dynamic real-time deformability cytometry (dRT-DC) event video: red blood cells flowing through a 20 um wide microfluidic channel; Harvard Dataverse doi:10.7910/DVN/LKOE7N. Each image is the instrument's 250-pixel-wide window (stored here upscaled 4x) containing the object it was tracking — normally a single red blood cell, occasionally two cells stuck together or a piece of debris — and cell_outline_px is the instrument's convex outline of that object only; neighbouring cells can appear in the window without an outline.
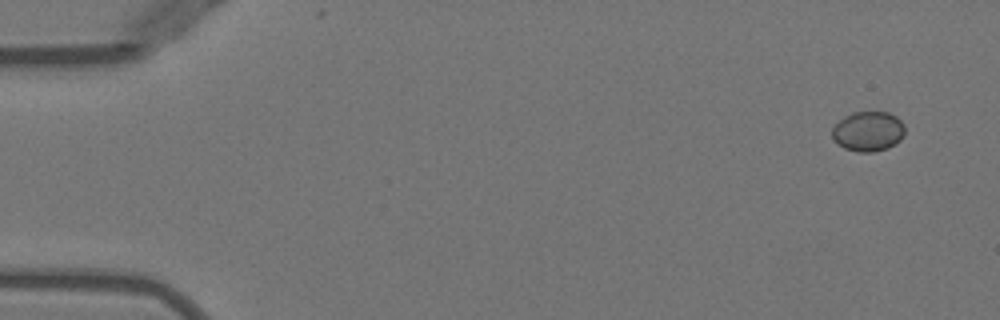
{"species": "Egyptian fruit bat (a non-hibernating species)", "species_latin": "Rousettus aegyptiacus", "temperature_condition": "warm", "stored_images_in_passage": 49, "camera_frame_rate_fps": 3000, "um_per_image_px": 0.085, "animal": {"sex": "female"}, "frame": {"image": 1, "passage_image": 1, "time_ms": 0.0, "image_size_px": [1000, 320], "cell_outline_px": [[904, 132], [900, 140], [896, 144], [888, 148], [872, 152], [856, 152], [844, 148], [832, 136], [832, 128], [844, 116], [852, 112], [888, 112], [896, 116], [904, 124]], "centroid_in_image_um": [73.81, 11.16], "position_along_channel_um": 11.2, "area_um2": 16.88}}
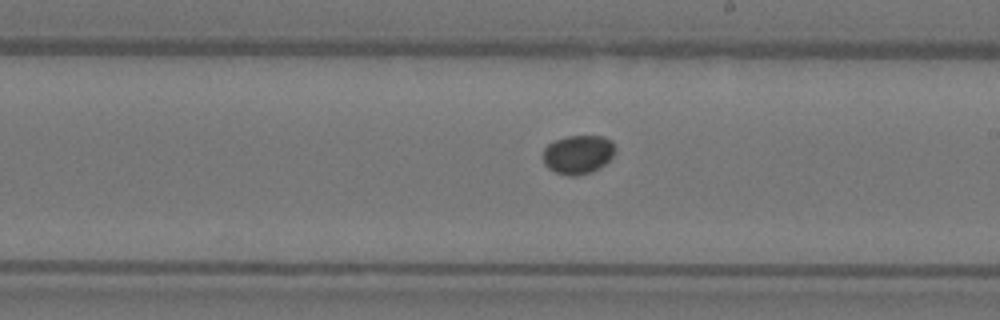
{"frame": {"image": 2, "passage_image": 28, "time_ms": 9.0, "image_size_px": [1000, 320], "cell_outline_px": [[616, 152], [600, 168], [592, 172], [580, 176], [568, 176], [556, 172], [548, 168], [544, 164], [544, 148], [552, 140], [568, 136], [604, 136], [612, 140], [616, 148]], "centroid_in_image_um": [49.15, 13.13], "position_along_channel_um": 239.8, "area_um2": 16.59}}
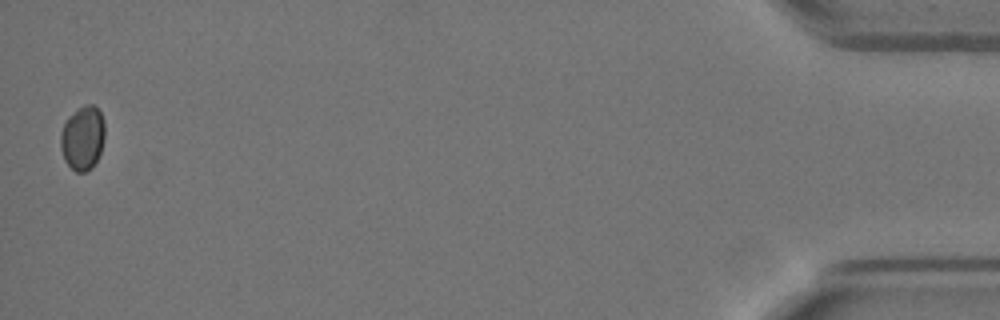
{"frame": {"image": 3, "passage_image": 49, "time_ms": 16.0, "image_size_px": [1000, 320], "cell_outline_px": [[104, 140], [100, 152], [92, 168], [84, 172], [76, 172], [64, 160], [60, 148], [60, 132], [68, 116], [84, 104], [92, 104], [100, 112], [104, 120]], "centroid_in_image_um": [7.01, 11.72], "position_along_channel_um": 428.2, "area_um2": 16.59}}